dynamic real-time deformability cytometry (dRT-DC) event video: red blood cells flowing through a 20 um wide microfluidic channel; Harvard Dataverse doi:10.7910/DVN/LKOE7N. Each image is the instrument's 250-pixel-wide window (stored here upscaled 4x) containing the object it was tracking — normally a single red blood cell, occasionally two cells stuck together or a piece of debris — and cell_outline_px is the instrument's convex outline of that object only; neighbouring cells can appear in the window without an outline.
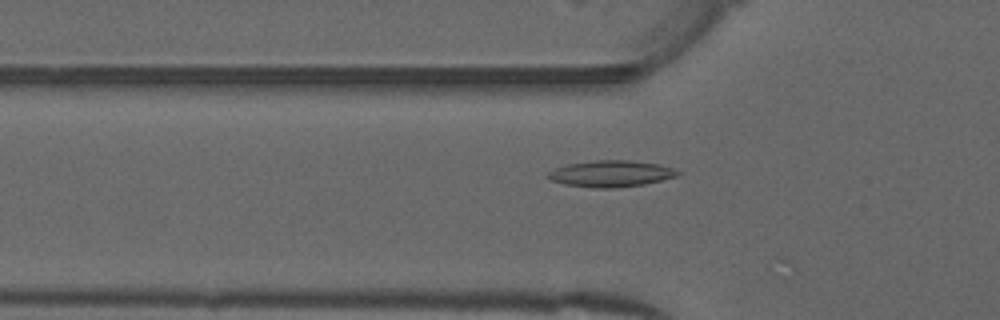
{"species": "common noctule bat (a hibernating species)", "species_latin": "Nyctalus noctula", "temperature_condition": "warm", "stored_images_in_passage": 28, "camera_frame_rate_fps": 3000, "um_per_image_px": 0.085, "animal": {"sex": "male", "forearm_length_mm": 52.5}, "frame": {"image": 1, "passage_image": 17, "time_ms": 5.333, "image_size_px": [1000, 320], "cell_outline_px": [[680, 172], [676, 176], [644, 184], [616, 188], [596, 188], [564, 184], [552, 180], [544, 176], [548, 172], [556, 168], [568, 164], [596, 160], [628, 160], [660, 164], [672, 168]], "centroid_in_image_um": [51.9, 14.76], "position_along_channel_um": 73.9, "area_um2": 19.83}}
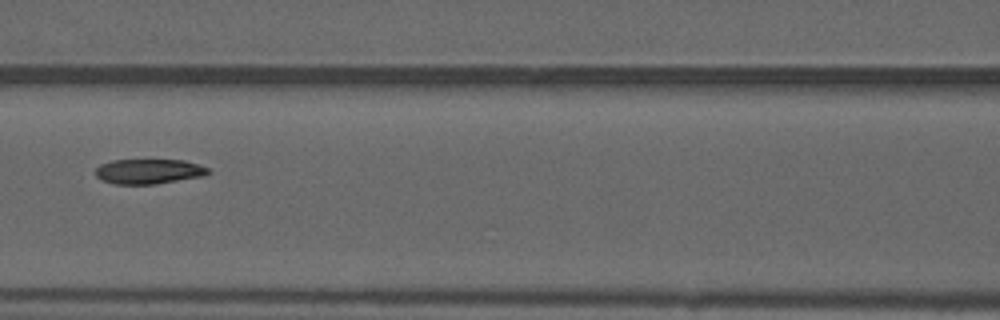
{"frame": {"image": 2, "passage_image": 23, "time_ms": 7.333, "image_size_px": [1000, 320], "cell_outline_px": [[212, 172], [204, 176], [156, 184], [116, 184], [100, 180], [96, 176], [96, 168], [100, 164], [112, 160], [184, 160], [208, 168]], "centroid_in_image_um": [12.64, 14.57], "position_along_channel_um": 154.0, "area_um2": 16.42}}
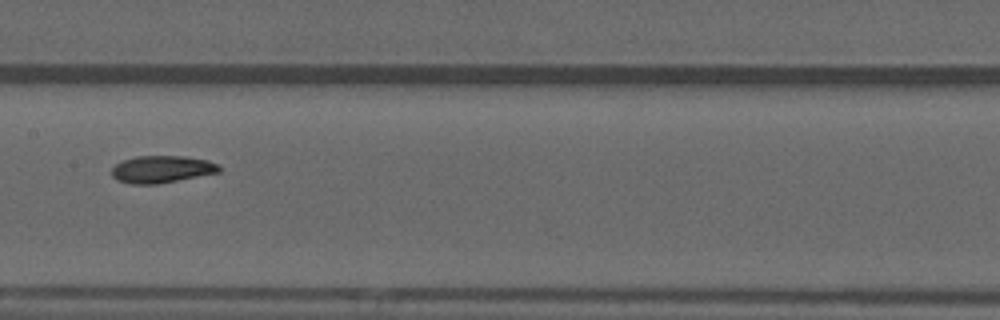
{"frame": {"image": 3, "passage_image": 26, "time_ms": 8.333, "image_size_px": [1000, 320], "cell_outline_px": [[220, 172], [156, 184], [132, 184], [116, 180], [112, 176], [112, 168], [116, 164], [124, 160], [136, 156], [184, 156], [208, 160], [220, 164]], "centroid_in_image_um": [13.76, 14.38], "position_along_channel_um": 193.6, "area_um2": 16.99}}